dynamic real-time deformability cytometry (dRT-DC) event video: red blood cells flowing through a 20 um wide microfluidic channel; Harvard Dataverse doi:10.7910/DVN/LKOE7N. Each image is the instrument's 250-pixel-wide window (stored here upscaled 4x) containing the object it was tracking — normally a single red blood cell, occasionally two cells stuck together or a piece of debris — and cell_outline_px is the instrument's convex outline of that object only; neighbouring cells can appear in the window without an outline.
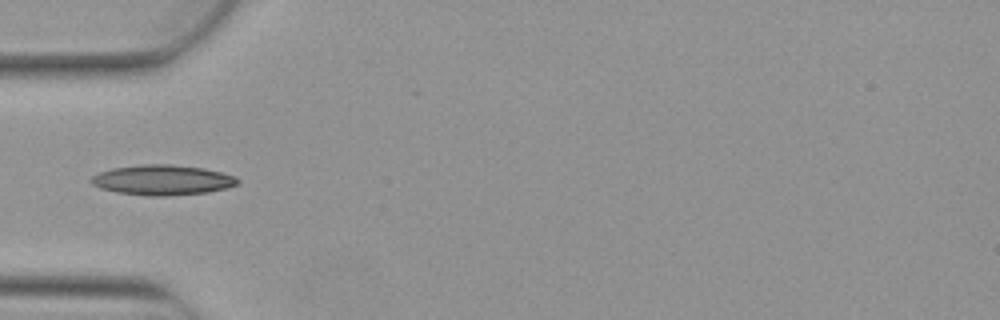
{"species": "Egyptian fruit bat (a non-hibernating species)", "species_latin": "Rousettus aegyptiacus", "temperature_condition": "warm", "stored_images_in_passage": 5, "camera_frame_rate_fps": 3000, "um_per_image_px": 0.085, "animal": {"sex": "female"}, "frame": {"image": 1, "passage_image": 3, "time_ms": 0.667, "image_size_px": [1000, 320], "cell_outline_px": [[240, 180], [236, 184], [228, 188], [208, 192], [164, 196], [148, 196], [116, 192], [100, 188], [92, 184], [88, 180], [92, 176], [100, 172], [112, 168], [140, 164], [172, 164], [204, 168], [236, 176]], "centroid_in_image_um": [13.79, 15.29], "position_along_channel_um": 71.2, "area_um2": 25.89}}
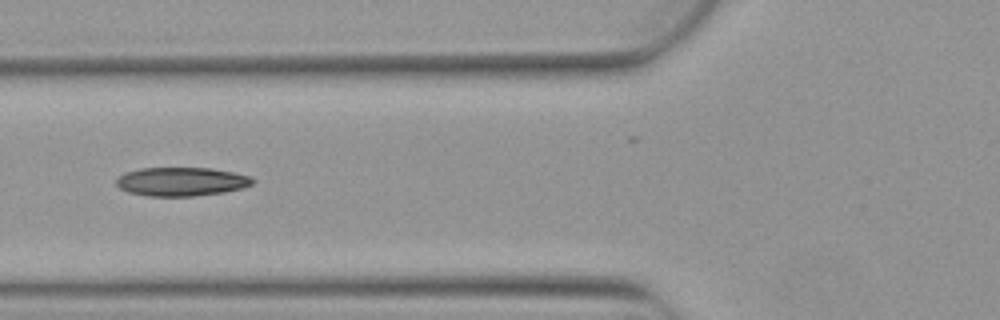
{"frame": {"image": 2, "passage_image": 4, "time_ms": 1.0, "image_size_px": [1000, 320], "cell_outline_px": [[256, 180], [252, 184], [244, 188], [224, 192], [192, 196], [148, 196], [128, 192], [120, 188], [116, 184], [116, 180], [124, 172], [140, 168], [212, 168], [252, 176]], "centroid_in_image_um": [15.44, 15.43], "position_along_channel_um": 110.4, "area_um2": 22.95}}